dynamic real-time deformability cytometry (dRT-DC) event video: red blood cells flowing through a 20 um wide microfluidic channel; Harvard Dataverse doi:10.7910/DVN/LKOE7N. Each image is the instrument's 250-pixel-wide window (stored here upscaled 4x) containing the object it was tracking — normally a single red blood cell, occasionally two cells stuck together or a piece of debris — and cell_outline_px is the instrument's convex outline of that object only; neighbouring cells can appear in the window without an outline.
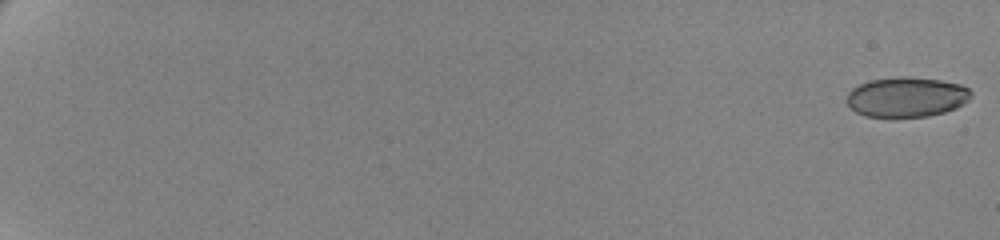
{"species": "human", "species_latin": "Homo sapiens", "temperature_condition": "cold", "stored_images_in_passage": 15, "camera_frame_rate_fps": 3000, "um_per_image_px": 0.085, "donor": {"sex": "female"}, "frame": {"image": 1, "passage_image": 1, "time_ms": 0.0, "image_size_px": [1000, 240], "cell_outline_px": [[972, 96], [964, 104], [956, 108], [944, 112], [928, 116], [864, 116], [856, 112], [844, 100], [848, 92], [852, 88], [868, 80], [900, 76], [908, 76], [940, 80], [960, 84], [968, 88], [972, 92]], "centroid_in_image_um": [77.05, 8.23], "position_along_channel_um": 8.0, "area_um2": 29.07}}